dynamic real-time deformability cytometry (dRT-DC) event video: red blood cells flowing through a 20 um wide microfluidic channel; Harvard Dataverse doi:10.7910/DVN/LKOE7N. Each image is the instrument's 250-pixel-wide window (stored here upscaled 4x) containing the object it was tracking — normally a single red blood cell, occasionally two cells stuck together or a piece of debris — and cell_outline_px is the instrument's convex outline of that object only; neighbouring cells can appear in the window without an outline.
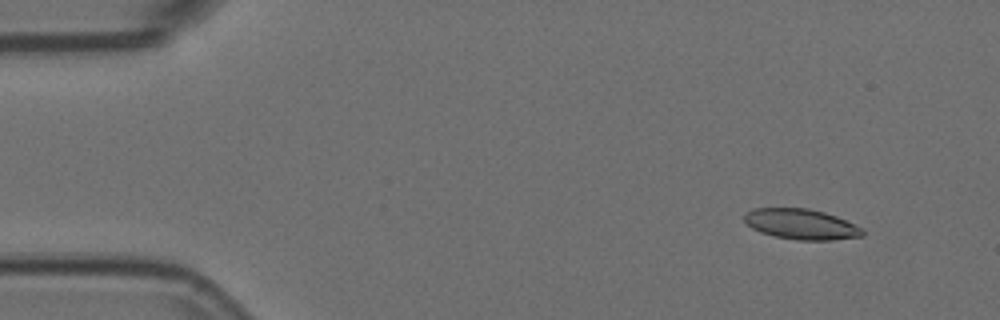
{"species": "Egyptian fruit bat (a non-hibernating species)", "species_latin": "Rousettus aegyptiacus", "temperature_condition": "room temperature", "stored_images_in_passage": 4, "camera_frame_rate_fps": 3000, "um_per_image_px": 0.085, "animal": {"sex": "female"}, "frame": {"image": 1, "passage_image": 2, "time_ms": 0.333, "image_size_px": [1000, 320], "cell_outline_px": [[864, 236], [832, 240], [796, 240], [776, 236], [760, 232], [752, 228], [744, 220], [744, 216], [752, 208], [808, 208], [824, 212], [836, 216], [860, 228], [864, 232]], "centroid_in_image_um": [68.08, 19.05], "position_along_channel_um": 16.9, "area_um2": 20.75}}
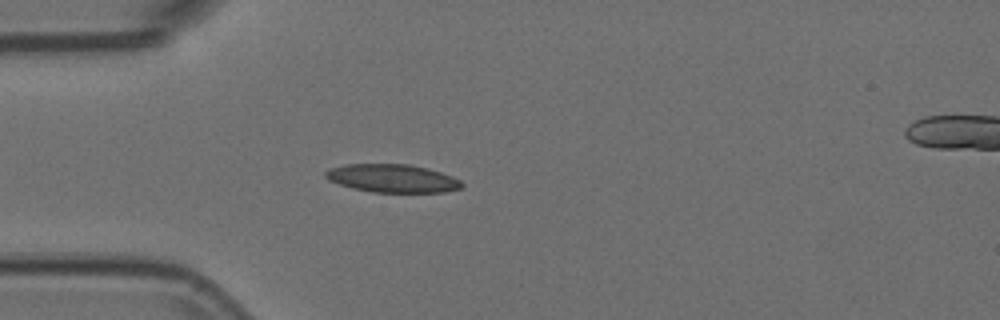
{"frame": {"image": 2, "passage_image": 4, "time_ms": 1.0, "image_size_px": [1000, 320], "cell_outline_px": [[464, 184], [460, 188], [444, 192], [372, 192], [352, 188], [328, 180], [324, 176], [324, 172], [328, 168], [344, 164], [408, 164], [428, 168], [452, 176], [460, 180]], "centroid_in_image_um": [33.32, 15.15], "position_along_channel_um": 51.7, "area_um2": 22.43}}